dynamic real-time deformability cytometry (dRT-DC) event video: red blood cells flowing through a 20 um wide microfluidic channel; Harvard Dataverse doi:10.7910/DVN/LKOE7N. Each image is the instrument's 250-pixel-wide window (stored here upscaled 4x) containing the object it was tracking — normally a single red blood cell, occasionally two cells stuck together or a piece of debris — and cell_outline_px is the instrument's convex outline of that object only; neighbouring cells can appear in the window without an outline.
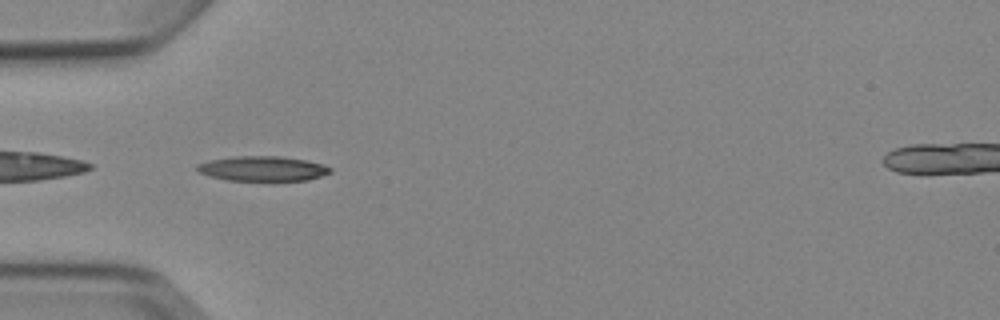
{"species": "Egyptian fruit bat (a non-hibernating species)", "species_latin": "Rousettus aegyptiacus", "temperature_condition": "cold", "stored_images_in_passage": 6, "camera_frame_rate_fps": 3000, "um_per_image_px": 0.085, "animal": {"sex": "female"}, "frame": {"image": 1, "passage_image": 5, "time_ms": 5.0, "image_size_px": [1000, 320], "cell_outline_px": [[332, 172], [308, 180], [272, 184], [224, 180], [208, 176], [200, 172], [196, 168], [196, 164], [212, 160], [232, 156], [284, 156], [308, 160], [324, 164], [332, 168]], "centroid_in_image_um": [22.37, 14.38], "position_along_channel_um": 62.6, "area_um2": 20.63}}
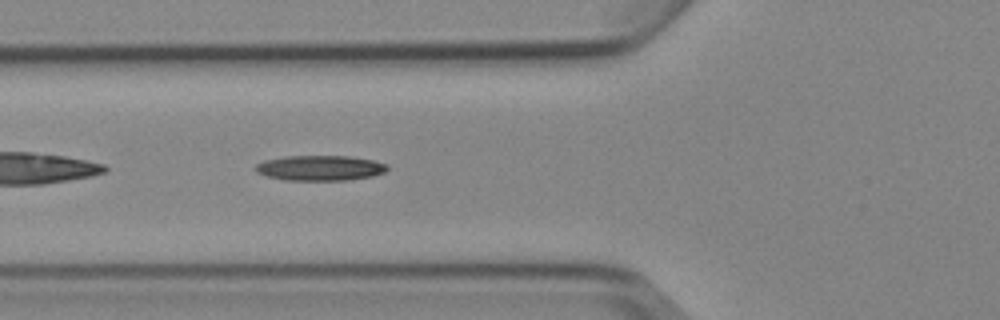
{"frame": {"image": 2, "passage_image": 6, "time_ms": 6.0, "image_size_px": [1000, 320], "cell_outline_px": [[388, 168], [384, 172], [372, 176], [348, 180], [284, 180], [268, 176], [256, 172], [252, 168], [256, 164], [264, 160], [284, 156], [352, 156], [372, 160], [388, 164]], "centroid_in_image_um": [27.18, 14.27], "position_along_channel_um": 98.6, "area_um2": 19.48}}